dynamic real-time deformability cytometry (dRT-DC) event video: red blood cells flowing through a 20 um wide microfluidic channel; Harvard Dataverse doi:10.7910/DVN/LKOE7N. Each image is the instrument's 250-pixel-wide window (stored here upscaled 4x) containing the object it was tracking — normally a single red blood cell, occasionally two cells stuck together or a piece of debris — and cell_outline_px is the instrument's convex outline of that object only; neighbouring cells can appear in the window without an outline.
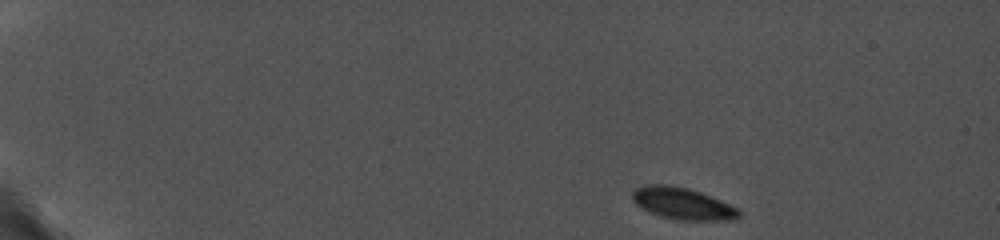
{"species": "common noctule bat (a hibernating species)", "species_latin": "Nyctalus noctula", "temperature_condition": "cold", "stored_images_in_passage": 11, "camera_frame_rate_fps": 5000, "um_per_image_px": 0.085, "animal": {"sex": "female", "body_mass_g": 19.0, "forearm_length_mm": 56.7}, "frame": {"image": 1, "passage_image": 1, "time_ms": 0.0, "image_size_px": [1000, 240], "cell_outline_px": [[740, 216], [736, 220], [680, 220], [660, 216], [648, 212], [640, 208], [632, 200], [632, 192], [636, 188], [644, 184], [668, 184], [688, 188], [700, 192], [740, 208]], "centroid_in_image_um": [58.01, 17.3], "position_along_channel_um": 27.0, "area_um2": 20.0}}
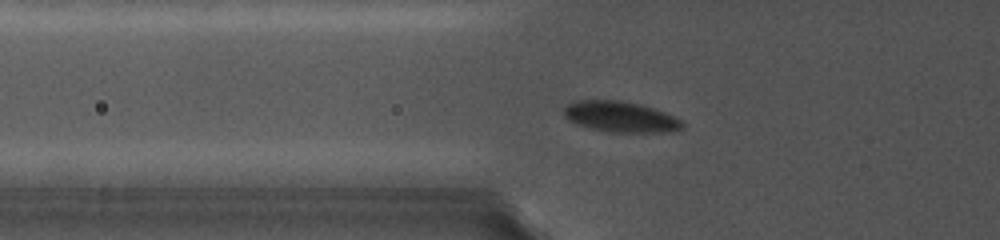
{"frame": {"image": 2, "passage_image": 10, "time_ms": 4.4, "image_size_px": [1000, 240], "cell_outline_px": [[684, 128], [672, 132], [608, 132], [588, 128], [576, 124], [568, 120], [564, 116], [564, 108], [568, 104], [576, 100], [620, 100], [640, 104], [664, 112], [680, 120], [684, 124]], "centroid_in_image_um": [52.72, 9.93], "position_along_channel_um": 73.1, "area_um2": 21.33}}